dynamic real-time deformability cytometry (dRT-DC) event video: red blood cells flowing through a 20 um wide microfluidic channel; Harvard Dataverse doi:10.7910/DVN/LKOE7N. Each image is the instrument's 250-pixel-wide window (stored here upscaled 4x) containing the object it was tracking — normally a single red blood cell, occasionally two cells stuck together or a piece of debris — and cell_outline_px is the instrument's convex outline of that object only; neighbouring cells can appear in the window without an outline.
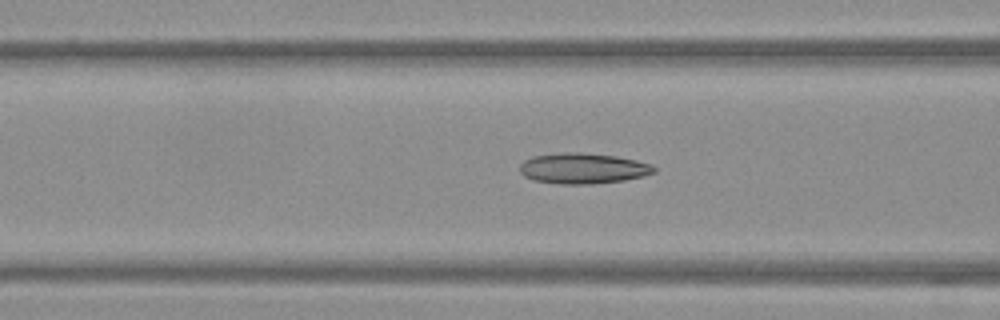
{"species": "Egyptian fruit bat (a non-hibernating species)", "species_latin": "Rousettus aegyptiacus", "temperature_condition": "warm", "stored_images_in_passage": 44, "camera_frame_rate_fps": 3000, "um_per_image_px": 0.085, "frame": {"image": 1, "passage_image": 21, "time_ms": 6.667, "image_size_px": [1000, 320], "cell_outline_px": [[656, 172], [644, 176], [624, 180], [592, 184], [560, 184], [532, 180], [524, 176], [520, 172], [520, 164], [524, 160], [532, 156], [564, 152], [580, 152], [616, 156], [636, 160], [652, 164], [656, 168]], "centroid_in_image_um": [49.55, 14.31], "position_along_channel_um": 117.0, "area_um2": 24.16}}
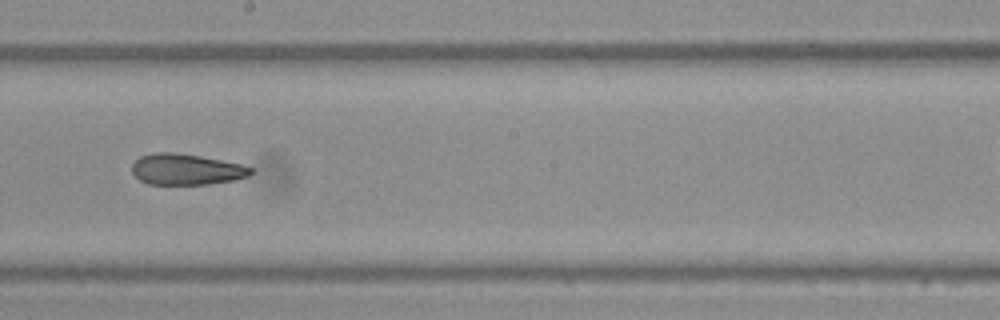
{"frame": {"image": 2, "passage_image": 30, "time_ms": 9.667, "image_size_px": [1000, 320], "cell_outline_px": [[252, 172], [248, 176], [236, 180], [208, 184], [148, 184], [140, 180], [132, 172], [132, 164], [140, 156], [156, 152], [172, 152], [200, 156], [240, 164], [252, 168]], "centroid_in_image_um": [15.82, 14.4], "position_along_channel_um": 232.4, "area_um2": 21.33}}
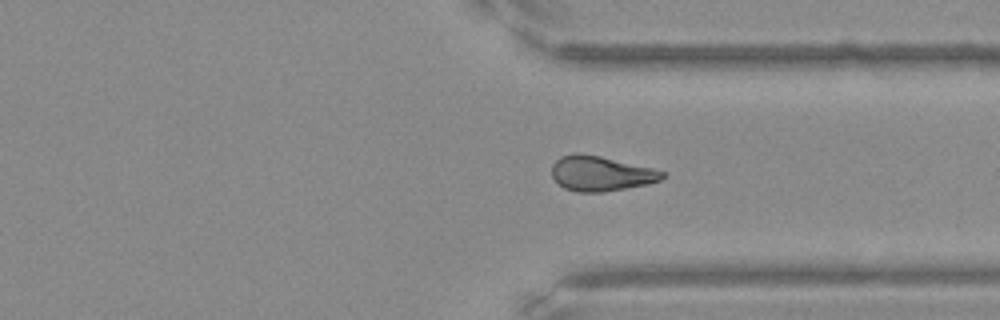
{"frame": {"image": 3, "passage_image": 40, "time_ms": 13.0, "image_size_px": [1000, 320], "cell_outline_px": [[664, 176], [660, 180], [648, 184], [604, 192], [576, 192], [564, 188], [552, 176], [552, 164], [560, 156], [572, 152], [580, 152], [600, 156], [652, 168], [664, 172]], "centroid_in_image_um": [51.03, 14.74], "position_along_channel_um": 360.4, "area_um2": 22.54}}